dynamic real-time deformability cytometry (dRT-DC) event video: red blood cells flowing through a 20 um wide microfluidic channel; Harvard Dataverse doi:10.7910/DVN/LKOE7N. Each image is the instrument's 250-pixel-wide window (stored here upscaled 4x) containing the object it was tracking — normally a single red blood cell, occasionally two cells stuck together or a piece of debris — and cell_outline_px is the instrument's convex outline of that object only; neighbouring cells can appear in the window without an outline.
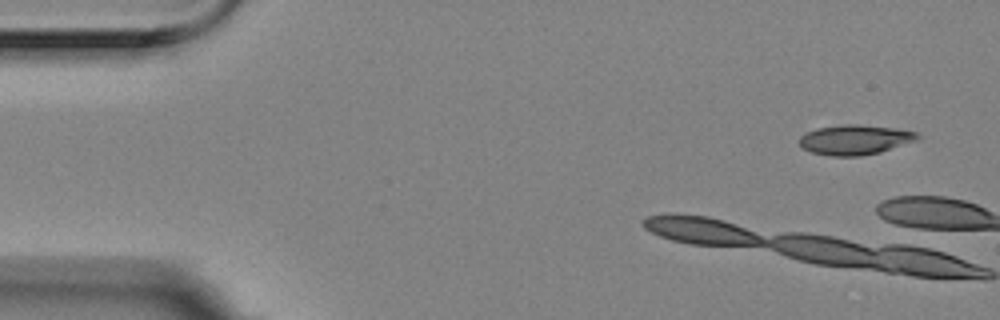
{"species": "Egyptian fruit bat (a non-hibernating species)", "species_latin": "Rousettus aegyptiacus", "temperature_condition": "room temperature", "stored_images_in_passage": 3, "camera_frame_rate_fps": 3000, "um_per_image_px": 0.085, "animal": {"sex": "female"}, "frame": {"image": 1, "passage_image": 1, "time_ms": 0.0, "image_size_px": [1000, 320], "cell_outline_px": [[920, 136], [916, 140], [880, 152], [860, 156], [832, 156], [812, 152], [800, 148], [800, 136], [816, 128], [844, 124], [856, 124], [892, 128], [916, 132]], "centroid_in_image_um": [72.63, 11.88], "position_along_channel_um": 12.4, "area_um2": 20.35}}